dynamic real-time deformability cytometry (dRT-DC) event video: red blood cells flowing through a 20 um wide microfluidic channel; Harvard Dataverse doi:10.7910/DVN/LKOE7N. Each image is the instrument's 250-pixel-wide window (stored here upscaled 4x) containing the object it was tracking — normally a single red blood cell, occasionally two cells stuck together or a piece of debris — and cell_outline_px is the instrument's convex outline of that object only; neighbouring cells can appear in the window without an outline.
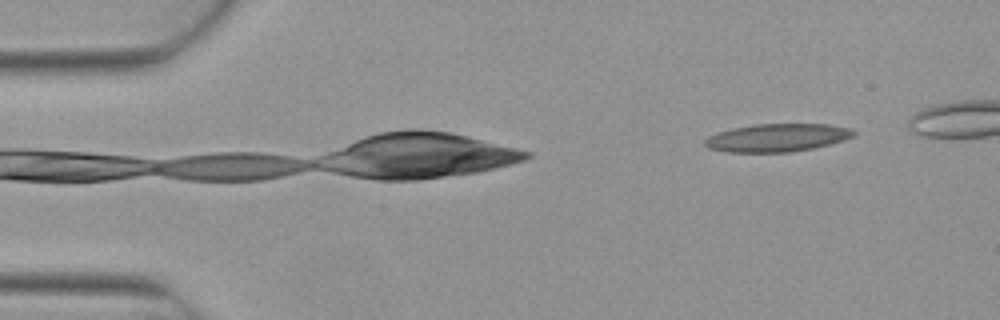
{"species": "Egyptian fruit bat (a non-hibernating species)", "species_latin": "Rousettus aegyptiacus", "temperature_condition": "warm", "stored_images_in_passage": 7, "camera_frame_rate_fps": 3000, "um_per_image_px": 0.085, "animal": {"sex": "female"}, "frame": {"image": 1, "passage_image": 1, "time_ms": 0.0, "image_size_px": [1000, 320], "cell_outline_px": [[856, 136], [844, 140], [812, 148], [792, 152], [728, 152], [708, 148], [704, 144], [704, 140], [708, 136], [716, 132], [732, 128], [756, 124], [828, 124], [848, 128], [856, 132]], "centroid_in_image_um": [66.04, 11.7], "position_along_channel_um": 19.0, "area_um2": 24.28}}
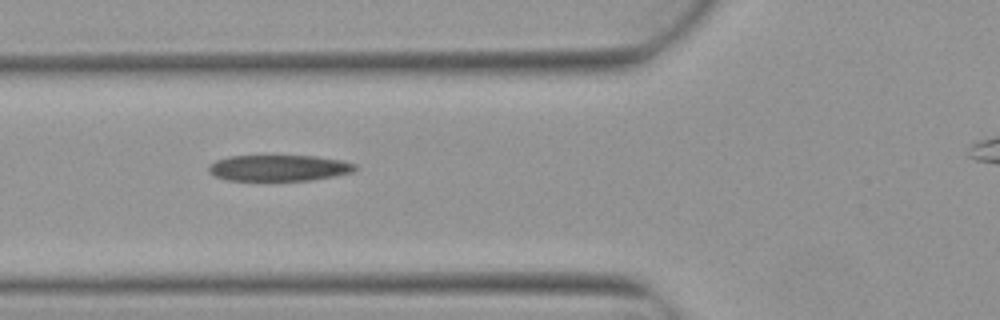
{"frame": {"image": 2, "passage_image": 5, "time_ms": 1.333, "image_size_px": [1000, 320], "cell_outline_px": [[356, 168], [352, 172], [312, 180], [228, 180], [216, 176], [208, 172], [208, 164], [216, 160], [228, 156], [316, 156], [340, 160], [356, 164]], "centroid_in_image_um": [23.66, 14.27], "position_along_channel_um": 102.1, "area_um2": 22.14}}
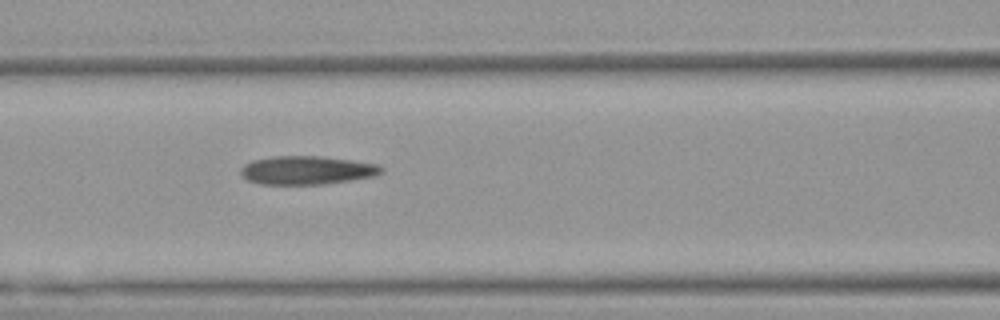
{"frame": {"image": 3, "passage_image": 6, "time_ms": 1.667, "image_size_px": [1000, 320], "cell_outline_px": [[384, 172], [376, 176], [320, 184], [260, 184], [248, 180], [240, 172], [240, 168], [244, 164], [252, 160], [272, 156], [320, 156], [352, 160], [376, 164], [384, 168]], "centroid_in_image_um": [26.08, 14.46], "position_along_channel_um": 140.5, "area_um2": 23.29}}